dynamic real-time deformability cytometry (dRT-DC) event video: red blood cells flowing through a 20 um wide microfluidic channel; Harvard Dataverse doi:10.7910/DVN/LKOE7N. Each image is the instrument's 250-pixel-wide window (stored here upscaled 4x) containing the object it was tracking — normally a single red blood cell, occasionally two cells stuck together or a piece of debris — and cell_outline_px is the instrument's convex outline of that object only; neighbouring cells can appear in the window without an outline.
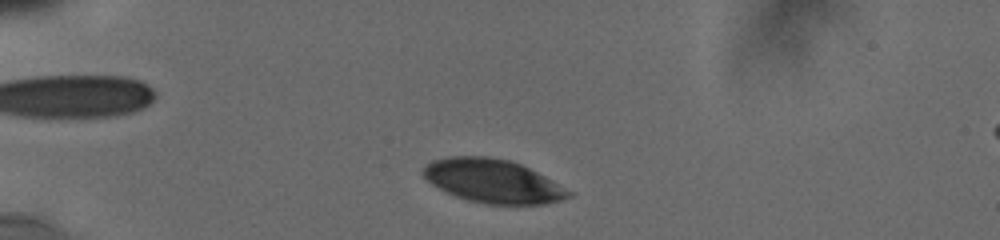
{"species": "human", "species_latin": "Homo sapiens", "temperature_condition": "cold", "stored_images_in_passage": 52, "camera_frame_rate_fps": 3000, "um_per_image_px": 0.085, "donor": {"sex": "male"}, "frame": {"image": 1, "passage_image": 8, "time_ms": 1.0, "image_size_px": [1000, 240], "cell_outline_px": [[572, 196], [548, 204], [484, 204], [468, 200], [456, 196], [432, 184], [420, 172], [424, 164], [432, 160], [448, 156], [488, 156], [508, 160], [520, 164], [552, 180], [572, 192]], "centroid_in_image_um": [41.86, 15.38], "position_along_channel_um": 43.1, "area_um2": 36.82}}
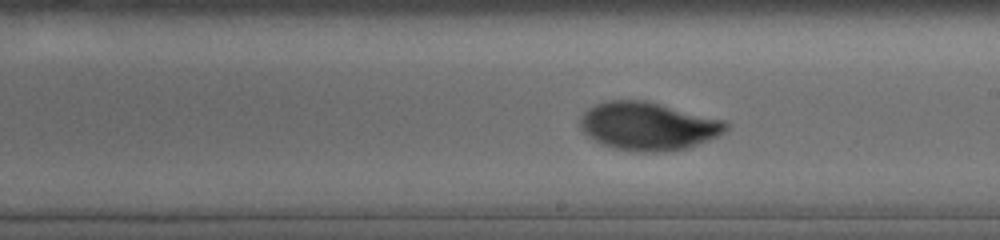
{"frame": {"image": 2, "passage_image": 32, "time_ms": 7.333, "image_size_px": [1000, 240], "cell_outline_px": [[728, 128], [724, 132], [708, 140], [688, 148], [664, 152], [636, 152], [616, 148], [600, 144], [588, 136], [580, 128], [580, 116], [588, 108], [596, 104], [608, 100], [644, 100], [728, 120]], "centroid_in_image_um": [55.1, 10.72], "position_along_channel_um": 233.9, "area_um2": 41.15}}
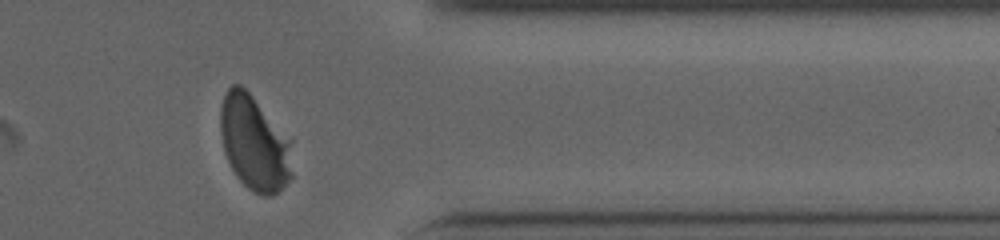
{"frame": {"image": 3, "passage_image": 49, "time_ms": 11.667, "image_size_px": [1000, 240], "cell_outline_px": [[292, 176], [272, 196], [260, 196], [248, 188], [236, 176], [224, 152], [220, 132], [220, 108], [224, 96], [228, 88], [232, 84], [240, 84], [252, 96], [292, 140]], "centroid_in_image_um": [21.62, 12.16], "position_along_channel_um": 389.8, "area_um2": 39.77}, "authors_computed_cell_mechanics": {"area_um2": 39.7664, "velocity_mm_per_s": 3.7843, "shape_relaxation_time_tau1_ms": 3.353, "shape_relaxation_time_tau2_ms": null, "deformation_change_tau1": 0.128, "deformation_change_tau2": null}}